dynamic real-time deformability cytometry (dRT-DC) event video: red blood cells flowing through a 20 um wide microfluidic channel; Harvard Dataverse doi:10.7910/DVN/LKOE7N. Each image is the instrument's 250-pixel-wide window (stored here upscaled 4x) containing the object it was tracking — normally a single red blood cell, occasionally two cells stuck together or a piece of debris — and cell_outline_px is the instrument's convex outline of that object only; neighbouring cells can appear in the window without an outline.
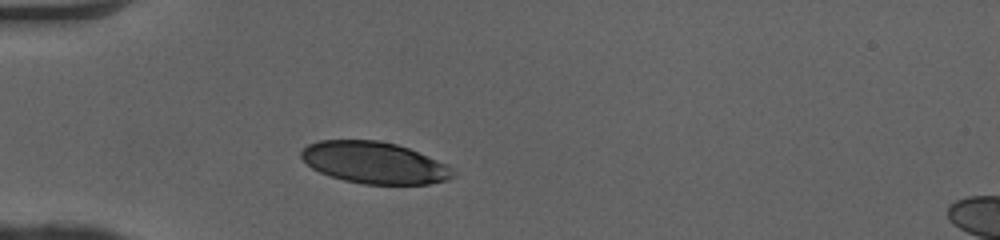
{"species": "human", "species_latin": "Homo sapiens", "temperature_condition": "cold", "stored_images_in_passage": 29, "camera_frame_rate_fps": 3000, "um_per_image_px": 0.085, "donor": {"sex": "female"}, "frame": {"image": 1, "passage_image": 1, "time_ms": 0.0, "image_size_px": [1000, 240], "cell_outline_px": [[456, 176], [448, 180], [428, 184], [364, 184], [344, 180], [320, 172], [312, 168], [300, 156], [300, 152], [308, 144], [320, 140], [376, 140], [396, 144], [408, 148], [448, 164], [456, 172]], "centroid_in_image_um": [31.86, 13.83], "position_along_channel_um": 53.1, "area_um2": 36.88}}
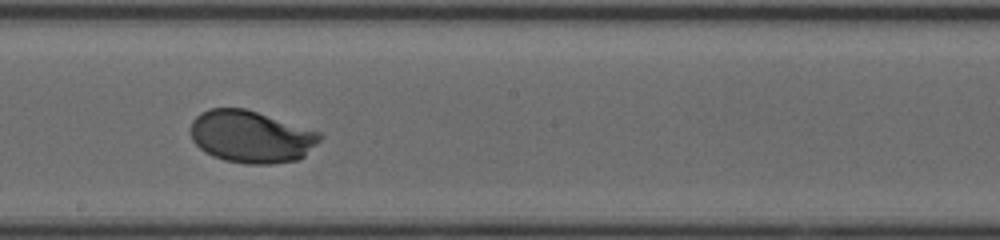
{"frame": {"image": 2, "passage_image": 15, "time_ms": 4.667, "image_size_px": [1000, 240], "cell_outline_px": [[324, 136], [304, 156], [296, 160], [272, 164], [248, 164], [224, 160], [212, 156], [204, 152], [192, 140], [192, 120], [200, 112], [208, 108], [244, 108], [320, 132]], "centroid_in_image_um": [21.33, 11.62], "position_along_channel_um": 226.9, "area_um2": 39.19}}
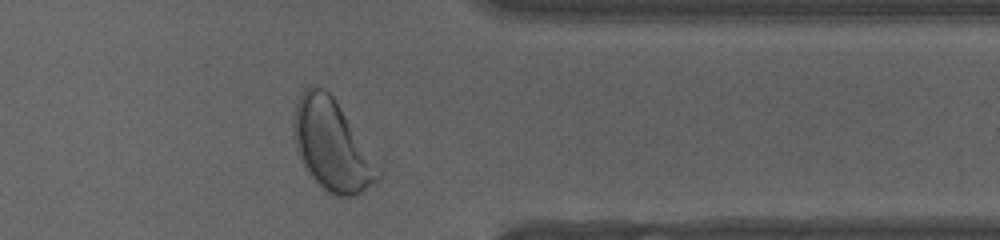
{"frame": {"image": 3, "passage_image": 27, "time_ms": 8.667, "image_size_px": [1000, 240], "cell_outline_px": [[380, 180], [356, 196], [332, 196], [320, 188], [316, 184], [300, 160], [296, 148], [292, 132], [292, 124], [296, 104], [300, 92], [308, 84], [316, 84], [324, 88], [332, 96], [380, 172]], "centroid_in_image_um": [28.11, 12.36], "position_along_channel_um": 383.3, "area_um2": 44.16}, "authors_computed_cell_mechanics": {"area_um2": 39.1884, "velocity_mm_per_s": 4.0516, "shape_relaxation_time_tau1_ms": 2.5457, "shape_relaxation_time_tau2_ms": null, "deformation_change_tau1": 0.1612, "deformation_change_tau2": null}}